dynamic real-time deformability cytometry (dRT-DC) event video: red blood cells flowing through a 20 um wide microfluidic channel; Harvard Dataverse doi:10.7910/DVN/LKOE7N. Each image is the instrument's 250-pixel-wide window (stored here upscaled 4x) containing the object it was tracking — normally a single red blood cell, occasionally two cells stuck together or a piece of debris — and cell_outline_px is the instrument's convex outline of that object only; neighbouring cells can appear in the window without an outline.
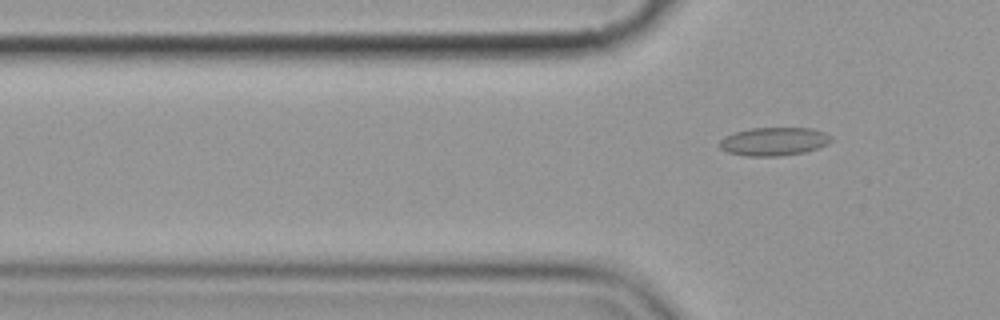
{"species": "common noctule bat (a hibernating species)", "species_latin": "Nyctalus noctula", "temperature_condition": "cold", "stored_images_in_passage": 7, "segment_of_instrument_passage": [2, 2], "camera_frame_rate_fps": 3000, "um_per_image_px": 0.085, "animal": {"sex": "female", "body_mass_g": 19.9}, "frame": {"image": 1, "passage_image": 7, "time_ms": 7.0, "image_size_px": [1000, 320], "cell_outline_px": [[832, 140], [828, 144], [804, 152], [780, 156], [744, 156], [728, 152], [720, 148], [720, 140], [724, 136], [736, 132], [752, 128], [812, 128], [824, 132], [832, 136]], "centroid_in_image_um": [65.79, 12.02], "position_along_channel_um": 60.0, "area_um2": 18.38}}